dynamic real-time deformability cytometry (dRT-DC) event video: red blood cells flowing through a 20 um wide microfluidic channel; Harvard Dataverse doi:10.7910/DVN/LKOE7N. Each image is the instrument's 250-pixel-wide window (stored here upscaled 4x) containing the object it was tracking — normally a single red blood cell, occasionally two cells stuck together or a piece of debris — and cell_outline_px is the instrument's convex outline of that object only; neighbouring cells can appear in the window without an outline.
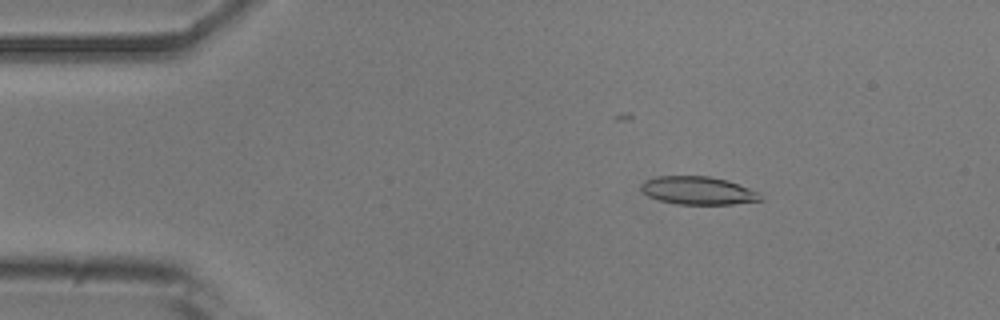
{"species": "common noctule bat (a hibernating species)", "species_latin": "Nyctalus noctula", "temperature_condition": "room temperature", "stored_images_in_passage": 49, "camera_frame_rate_fps": 3000, "um_per_image_px": 0.085, "animal": {"sex": "male", "body_mass_g": 20.5, "forearm_length_mm": 52.5}, "frame": {"image": 1, "passage_image": 5, "time_ms": 1.333, "image_size_px": [1000, 320], "cell_outline_px": [[764, 200], [732, 204], [676, 204], [660, 200], [648, 196], [640, 188], [640, 184], [644, 180], [656, 176], [708, 176], [728, 180], [760, 192]], "centroid_in_image_um": [59.35, 16.19], "position_along_channel_um": 25.7, "area_um2": 19.65}}
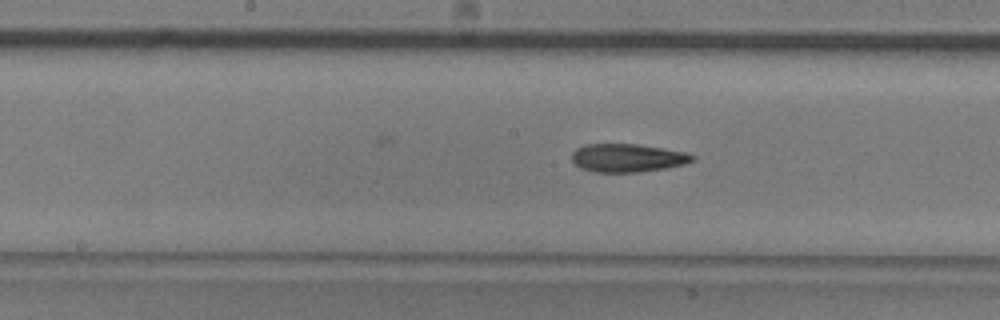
{"frame": {"image": 2, "passage_image": 23, "time_ms": 7.333, "image_size_px": [1000, 320], "cell_outline_px": [[696, 156], [692, 160], [684, 164], [664, 168], [636, 172], [592, 172], [580, 168], [572, 160], [572, 152], [576, 148], [584, 144], [636, 144], [684, 152]], "centroid_in_image_um": [53.27, 13.42], "position_along_channel_um": 194.9, "area_um2": 19.65}}
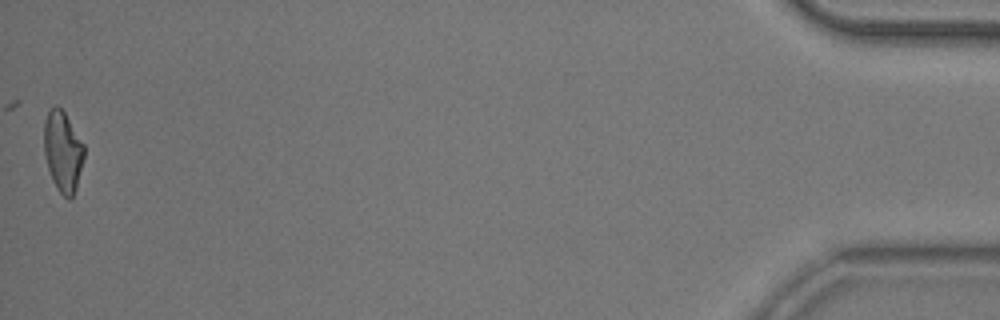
{"frame": {"image": 3, "passage_image": 49, "time_ms": 16.0, "image_size_px": [1000, 320], "cell_outline_px": [[84, 156], [76, 188], [72, 196], [68, 200], [56, 188], [52, 180], [44, 156], [44, 120], [48, 112], [56, 104], [64, 112], [84, 144]], "centroid_in_image_um": [5.33, 12.87], "position_along_channel_um": 429.9, "area_um2": 18.73}, "authors_computed_cell_mechanics": {"area_um2": 19.8832, "velocity_mm_per_s": 3.8364, "shape_relaxation_time_tau1_ms": 4.1937, "shape_relaxation_time_tau2_ms": 3.6417, "deformation_change_tau1": 0.1501, "deformation_change_tau2": 0.1299}}